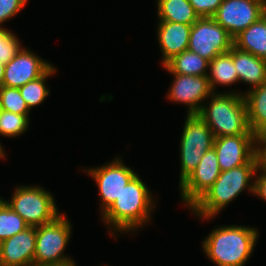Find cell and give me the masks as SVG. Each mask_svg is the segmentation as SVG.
Returning <instances> with one entry per match:
<instances>
[{"instance_id": "obj_28", "label": "cell", "mask_w": 266, "mask_h": 266, "mask_svg": "<svg viewBox=\"0 0 266 266\" xmlns=\"http://www.w3.org/2000/svg\"><path fill=\"white\" fill-rule=\"evenodd\" d=\"M28 0H0V27L4 22L20 13Z\"/></svg>"}, {"instance_id": "obj_12", "label": "cell", "mask_w": 266, "mask_h": 266, "mask_svg": "<svg viewBox=\"0 0 266 266\" xmlns=\"http://www.w3.org/2000/svg\"><path fill=\"white\" fill-rule=\"evenodd\" d=\"M174 76L167 94L170 101L186 104L187 114H198L203 101L213 93L207 76H192L170 73ZM203 103V104H202Z\"/></svg>"}, {"instance_id": "obj_22", "label": "cell", "mask_w": 266, "mask_h": 266, "mask_svg": "<svg viewBox=\"0 0 266 266\" xmlns=\"http://www.w3.org/2000/svg\"><path fill=\"white\" fill-rule=\"evenodd\" d=\"M159 21L193 25L199 16L188 0H157Z\"/></svg>"}, {"instance_id": "obj_1", "label": "cell", "mask_w": 266, "mask_h": 266, "mask_svg": "<svg viewBox=\"0 0 266 266\" xmlns=\"http://www.w3.org/2000/svg\"><path fill=\"white\" fill-rule=\"evenodd\" d=\"M153 198L147 185L136 174L124 186L119 197L101 215L102 222L111 228L110 231L108 230L109 234L113 235L115 231L118 234L134 232L146 225L156 207Z\"/></svg>"}, {"instance_id": "obj_7", "label": "cell", "mask_w": 266, "mask_h": 266, "mask_svg": "<svg viewBox=\"0 0 266 266\" xmlns=\"http://www.w3.org/2000/svg\"><path fill=\"white\" fill-rule=\"evenodd\" d=\"M214 138L213 132L198 114H187L180 141L179 185L195 170L201 157L213 147Z\"/></svg>"}, {"instance_id": "obj_19", "label": "cell", "mask_w": 266, "mask_h": 266, "mask_svg": "<svg viewBox=\"0 0 266 266\" xmlns=\"http://www.w3.org/2000/svg\"><path fill=\"white\" fill-rule=\"evenodd\" d=\"M249 129L255 134L266 128V81L243 94Z\"/></svg>"}, {"instance_id": "obj_16", "label": "cell", "mask_w": 266, "mask_h": 266, "mask_svg": "<svg viewBox=\"0 0 266 266\" xmlns=\"http://www.w3.org/2000/svg\"><path fill=\"white\" fill-rule=\"evenodd\" d=\"M157 26V40L163 57L161 65L164 66L173 57L188 50L192 25L159 21Z\"/></svg>"}, {"instance_id": "obj_13", "label": "cell", "mask_w": 266, "mask_h": 266, "mask_svg": "<svg viewBox=\"0 0 266 266\" xmlns=\"http://www.w3.org/2000/svg\"><path fill=\"white\" fill-rule=\"evenodd\" d=\"M51 66L52 63L21 46L14 58L5 64L3 86H24L29 81L41 77Z\"/></svg>"}, {"instance_id": "obj_5", "label": "cell", "mask_w": 266, "mask_h": 266, "mask_svg": "<svg viewBox=\"0 0 266 266\" xmlns=\"http://www.w3.org/2000/svg\"><path fill=\"white\" fill-rule=\"evenodd\" d=\"M29 227H38L50 223L61 213L51 192L38 186H19L12 194L11 200H4Z\"/></svg>"}, {"instance_id": "obj_21", "label": "cell", "mask_w": 266, "mask_h": 266, "mask_svg": "<svg viewBox=\"0 0 266 266\" xmlns=\"http://www.w3.org/2000/svg\"><path fill=\"white\" fill-rule=\"evenodd\" d=\"M163 68L169 73L207 76L209 61L197 53L185 50L169 60Z\"/></svg>"}, {"instance_id": "obj_24", "label": "cell", "mask_w": 266, "mask_h": 266, "mask_svg": "<svg viewBox=\"0 0 266 266\" xmlns=\"http://www.w3.org/2000/svg\"><path fill=\"white\" fill-rule=\"evenodd\" d=\"M29 227L25 220L17 214L3 198L0 199V242L7 240Z\"/></svg>"}, {"instance_id": "obj_33", "label": "cell", "mask_w": 266, "mask_h": 266, "mask_svg": "<svg viewBox=\"0 0 266 266\" xmlns=\"http://www.w3.org/2000/svg\"><path fill=\"white\" fill-rule=\"evenodd\" d=\"M46 266H76V264H75V261L70 260L68 262L61 263V264H53V265H46Z\"/></svg>"}, {"instance_id": "obj_4", "label": "cell", "mask_w": 266, "mask_h": 266, "mask_svg": "<svg viewBox=\"0 0 266 266\" xmlns=\"http://www.w3.org/2000/svg\"><path fill=\"white\" fill-rule=\"evenodd\" d=\"M243 92H213L209 104L198 115L206 122L215 138L254 134L248 125L247 106Z\"/></svg>"}, {"instance_id": "obj_35", "label": "cell", "mask_w": 266, "mask_h": 266, "mask_svg": "<svg viewBox=\"0 0 266 266\" xmlns=\"http://www.w3.org/2000/svg\"><path fill=\"white\" fill-rule=\"evenodd\" d=\"M255 1L261 3L263 6L266 7V0H255Z\"/></svg>"}, {"instance_id": "obj_18", "label": "cell", "mask_w": 266, "mask_h": 266, "mask_svg": "<svg viewBox=\"0 0 266 266\" xmlns=\"http://www.w3.org/2000/svg\"><path fill=\"white\" fill-rule=\"evenodd\" d=\"M233 46L262 59H266V16L241 31L233 38Z\"/></svg>"}, {"instance_id": "obj_25", "label": "cell", "mask_w": 266, "mask_h": 266, "mask_svg": "<svg viewBox=\"0 0 266 266\" xmlns=\"http://www.w3.org/2000/svg\"><path fill=\"white\" fill-rule=\"evenodd\" d=\"M29 120L26 115L2 110L0 114V135L11 138L24 134L28 130Z\"/></svg>"}, {"instance_id": "obj_9", "label": "cell", "mask_w": 266, "mask_h": 266, "mask_svg": "<svg viewBox=\"0 0 266 266\" xmlns=\"http://www.w3.org/2000/svg\"><path fill=\"white\" fill-rule=\"evenodd\" d=\"M120 158H115L112 162L100 167L97 166L86 170L99 188V195L102 201L101 215L113 204L124 186L136 175L131 168L125 166Z\"/></svg>"}, {"instance_id": "obj_17", "label": "cell", "mask_w": 266, "mask_h": 266, "mask_svg": "<svg viewBox=\"0 0 266 266\" xmlns=\"http://www.w3.org/2000/svg\"><path fill=\"white\" fill-rule=\"evenodd\" d=\"M232 58L239 82H245L252 85L251 88H255L266 81V59L241 51L234 46L232 47Z\"/></svg>"}, {"instance_id": "obj_30", "label": "cell", "mask_w": 266, "mask_h": 266, "mask_svg": "<svg viewBox=\"0 0 266 266\" xmlns=\"http://www.w3.org/2000/svg\"><path fill=\"white\" fill-rule=\"evenodd\" d=\"M254 149L257 166L266 168V128L254 134Z\"/></svg>"}, {"instance_id": "obj_23", "label": "cell", "mask_w": 266, "mask_h": 266, "mask_svg": "<svg viewBox=\"0 0 266 266\" xmlns=\"http://www.w3.org/2000/svg\"><path fill=\"white\" fill-rule=\"evenodd\" d=\"M56 72L55 67L52 65L41 77L29 81L24 86L19 87L21 96L30 110L33 107L40 105L50 94L49 88L46 86V80L52 75H55L54 73Z\"/></svg>"}, {"instance_id": "obj_29", "label": "cell", "mask_w": 266, "mask_h": 266, "mask_svg": "<svg viewBox=\"0 0 266 266\" xmlns=\"http://www.w3.org/2000/svg\"><path fill=\"white\" fill-rule=\"evenodd\" d=\"M199 18L213 17L223 0H188Z\"/></svg>"}, {"instance_id": "obj_8", "label": "cell", "mask_w": 266, "mask_h": 266, "mask_svg": "<svg viewBox=\"0 0 266 266\" xmlns=\"http://www.w3.org/2000/svg\"><path fill=\"white\" fill-rule=\"evenodd\" d=\"M233 47V37L212 17L199 18L190 31L188 50L211 61Z\"/></svg>"}, {"instance_id": "obj_11", "label": "cell", "mask_w": 266, "mask_h": 266, "mask_svg": "<svg viewBox=\"0 0 266 266\" xmlns=\"http://www.w3.org/2000/svg\"><path fill=\"white\" fill-rule=\"evenodd\" d=\"M214 147L202 157L195 170L180 184L182 203L190 208L217 180L221 173Z\"/></svg>"}, {"instance_id": "obj_32", "label": "cell", "mask_w": 266, "mask_h": 266, "mask_svg": "<svg viewBox=\"0 0 266 266\" xmlns=\"http://www.w3.org/2000/svg\"><path fill=\"white\" fill-rule=\"evenodd\" d=\"M5 64L0 63V88L3 86Z\"/></svg>"}, {"instance_id": "obj_34", "label": "cell", "mask_w": 266, "mask_h": 266, "mask_svg": "<svg viewBox=\"0 0 266 266\" xmlns=\"http://www.w3.org/2000/svg\"><path fill=\"white\" fill-rule=\"evenodd\" d=\"M5 149H3L1 143H0V159H3L5 156Z\"/></svg>"}, {"instance_id": "obj_6", "label": "cell", "mask_w": 266, "mask_h": 266, "mask_svg": "<svg viewBox=\"0 0 266 266\" xmlns=\"http://www.w3.org/2000/svg\"><path fill=\"white\" fill-rule=\"evenodd\" d=\"M71 224L65 214L59 215L50 223L36 227V249L33 266L61 264L71 259L64 250L71 237Z\"/></svg>"}, {"instance_id": "obj_2", "label": "cell", "mask_w": 266, "mask_h": 266, "mask_svg": "<svg viewBox=\"0 0 266 266\" xmlns=\"http://www.w3.org/2000/svg\"><path fill=\"white\" fill-rule=\"evenodd\" d=\"M255 157L247 164L222 171L204 194L189 208L200 219H211L232 202L242 191L248 189L254 193V181L257 170ZM252 181V182H250Z\"/></svg>"}, {"instance_id": "obj_15", "label": "cell", "mask_w": 266, "mask_h": 266, "mask_svg": "<svg viewBox=\"0 0 266 266\" xmlns=\"http://www.w3.org/2000/svg\"><path fill=\"white\" fill-rule=\"evenodd\" d=\"M36 249V227L1 242L0 266H33Z\"/></svg>"}, {"instance_id": "obj_27", "label": "cell", "mask_w": 266, "mask_h": 266, "mask_svg": "<svg viewBox=\"0 0 266 266\" xmlns=\"http://www.w3.org/2000/svg\"><path fill=\"white\" fill-rule=\"evenodd\" d=\"M21 48L17 35L12 31L0 27V63L7 64Z\"/></svg>"}, {"instance_id": "obj_10", "label": "cell", "mask_w": 266, "mask_h": 266, "mask_svg": "<svg viewBox=\"0 0 266 266\" xmlns=\"http://www.w3.org/2000/svg\"><path fill=\"white\" fill-rule=\"evenodd\" d=\"M264 9L255 0H223L212 18L234 38L264 16Z\"/></svg>"}, {"instance_id": "obj_26", "label": "cell", "mask_w": 266, "mask_h": 266, "mask_svg": "<svg viewBox=\"0 0 266 266\" xmlns=\"http://www.w3.org/2000/svg\"><path fill=\"white\" fill-rule=\"evenodd\" d=\"M0 105L2 110L15 114L30 115V109L21 96L19 88L2 86L0 88Z\"/></svg>"}, {"instance_id": "obj_3", "label": "cell", "mask_w": 266, "mask_h": 266, "mask_svg": "<svg viewBox=\"0 0 266 266\" xmlns=\"http://www.w3.org/2000/svg\"><path fill=\"white\" fill-rule=\"evenodd\" d=\"M258 234V229L244 225L215 227L204 238L202 247L216 266H244L253 254Z\"/></svg>"}, {"instance_id": "obj_31", "label": "cell", "mask_w": 266, "mask_h": 266, "mask_svg": "<svg viewBox=\"0 0 266 266\" xmlns=\"http://www.w3.org/2000/svg\"><path fill=\"white\" fill-rule=\"evenodd\" d=\"M260 173L259 175L255 174L254 181V196L262 198L266 201V168L257 167L256 173Z\"/></svg>"}, {"instance_id": "obj_20", "label": "cell", "mask_w": 266, "mask_h": 266, "mask_svg": "<svg viewBox=\"0 0 266 266\" xmlns=\"http://www.w3.org/2000/svg\"><path fill=\"white\" fill-rule=\"evenodd\" d=\"M209 71L207 77L212 92H215L217 85L229 86L239 83L238 73L233 64L232 48L209 61Z\"/></svg>"}, {"instance_id": "obj_14", "label": "cell", "mask_w": 266, "mask_h": 266, "mask_svg": "<svg viewBox=\"0 0 266 266\" xmlns=\"http://www.w3.org/2000/svg\"><path fill=\"white\" fill-rule=\"evenodd\" d=\"M213 147L221 171L247 164L255 157L254 134L217 137Z\"/></svg>"}]
</instances>
